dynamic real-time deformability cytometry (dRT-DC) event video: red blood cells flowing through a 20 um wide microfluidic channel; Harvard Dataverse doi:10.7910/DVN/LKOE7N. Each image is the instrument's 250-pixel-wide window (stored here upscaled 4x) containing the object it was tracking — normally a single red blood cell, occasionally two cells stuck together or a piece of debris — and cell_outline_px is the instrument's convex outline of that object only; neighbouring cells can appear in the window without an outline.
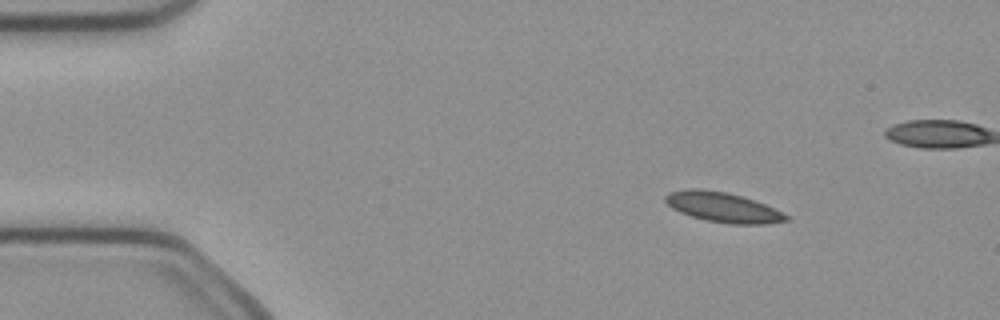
{"species": "common noctule bat (a hibernating species)", "species_latin": "Nyctalus noctula", "temperature_condition": "cold", "stored_images_in_passage": 4, "camera_frame_rate_fps": 3000, "um_per_image_px": 0.085, "animal": {"sex": "female", "body_mass_g": 21.9}, "frame": {"image": 1, "passage_image": 1, "time_ms": 0.0, "image_size_px": [1000, 320], "cell_outline_px": [[792, 220], [764, 224], [732, 224], [708, 220], [692, 216], [680, 212], [672, 208], [664, 200], [664, 196], [668, 192], [688, 188], [696, 188], [728, 192], [764, 204], [792, 216]], "centroid_in_image_um": [61.47, 17.61], "position_along_channel_um": 23.5, "area_um2": 21.04}}